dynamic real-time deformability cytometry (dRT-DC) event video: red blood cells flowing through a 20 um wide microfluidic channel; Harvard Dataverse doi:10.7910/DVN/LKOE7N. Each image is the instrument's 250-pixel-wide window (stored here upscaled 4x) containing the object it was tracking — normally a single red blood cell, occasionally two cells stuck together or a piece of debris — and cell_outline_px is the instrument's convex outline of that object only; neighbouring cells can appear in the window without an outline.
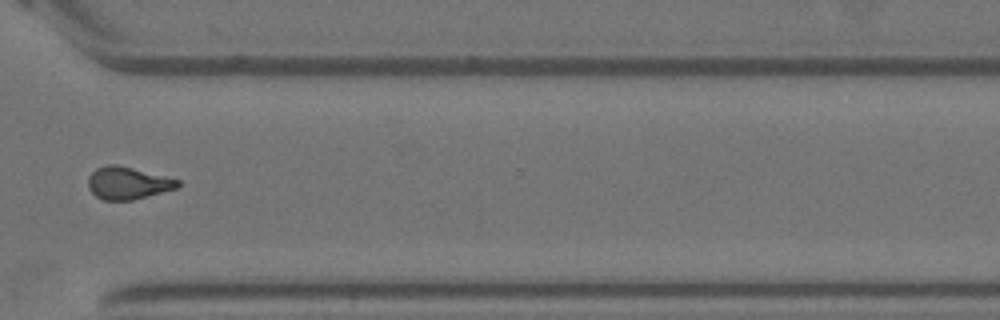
{"species": "Egyptian fruit bat (a non-hibernating species)", "species_latin": "Rousettus aegyptiacus", "temperature_condition": "warm", "stored_images_in_passage": 16, "camera_frame_rate_fps": 3000, "um_per_image_px": 0.085, "animal": {"sex": "female"}, "frame": {"image": 1, "passage_image": 12, "time_ms": 3.667, "image_size_px": [1000, 320], "cell_outline_px": [[180, 184], [176, 188], [132, 200], [104, 200], [96, 196], [92, 192], [88, 184], [88, 176], [96, 168], [108, 164], [116, 164], [180, 180]], "centroid_in_image_um": [10.83, 15.55], "position_along_channel_um": 359.8, "area_um2": 16.65}}
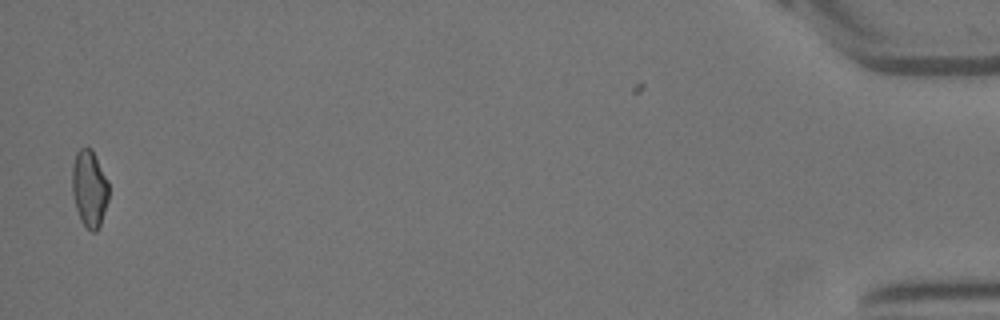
{"frame": {"image": 2, "passage_image": 16, "time_ms": 5.0, "image_size_px": [1000, 320], "cell_outline_px": [[108, 200], [100, 224], [96, 232], [92, 232], [80, 220], [76, 208], [72, 192], [72, 164], [76, 152], [80, 148], [92, 148], [108, 180]], "centroid_in_image_um": [7.59, 16.0], "position_along_channel_um": 427.6, "area_um2": 16.42}}